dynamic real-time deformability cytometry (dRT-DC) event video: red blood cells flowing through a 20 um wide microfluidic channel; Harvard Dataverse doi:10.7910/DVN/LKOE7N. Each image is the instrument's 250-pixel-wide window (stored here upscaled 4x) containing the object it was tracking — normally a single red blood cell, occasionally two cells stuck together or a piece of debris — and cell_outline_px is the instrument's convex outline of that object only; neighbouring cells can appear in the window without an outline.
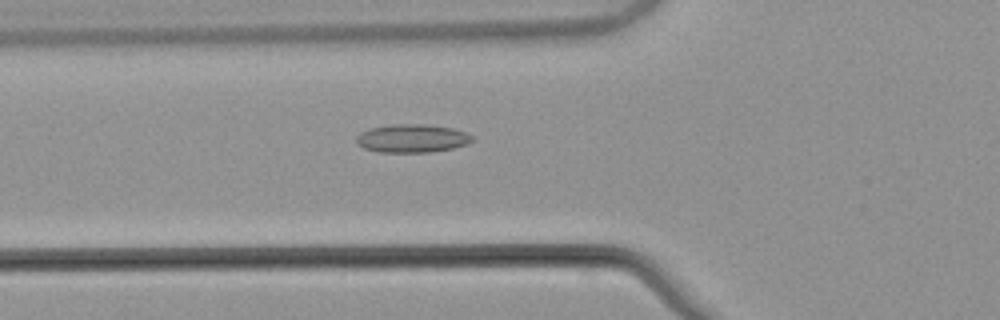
{"species": "common noctule bat (a hibernating species)", "species_latin": "Nyctalus noctula", "temperature_condition": "warm", "stored_images_in_passage": 54, "camera_frame_rate_fps": 3000, "um_per_image_px": 0.085, "animal": {"sex": "male", "body_mass_g": 21.5, "forearm_length_mm": 52.0}, "frame": {"image": 1, "passage_image": 20, "time_ms": 6.333, "image_size_px": [1000, 320], "cell_outline_px": [[472, 140], [468, 144], [452, 148], [428, 152], [380, 152], [364, 148], [356, 144], [356, 136], [360, 132], [368, 128], [392, 124], [428, 124], [452, 128], [464, 132], [472, 136]], "centroid_in_image_um": [34.98, 11.75], "position_along_channel_um": 90.8, "area_um2": 19.13}}
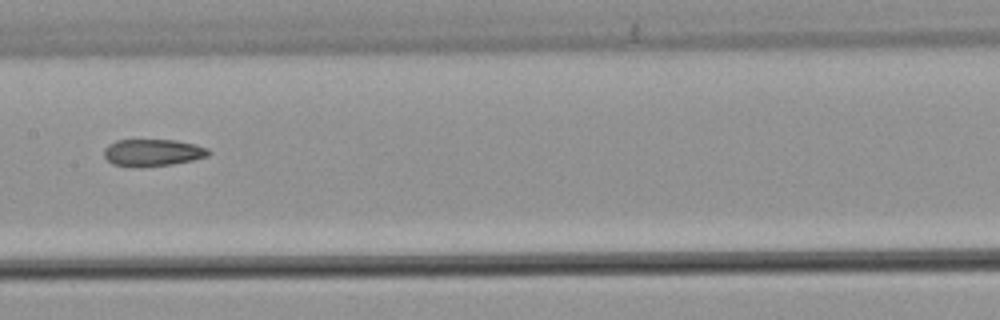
{"frame": {"image": 2, "passage_image": 28, "time_ms": 9.0, "image_size_px": [1000, 320], "cell_outline_px": [[212, 152], [208, 156], [192, 160], [172, 164], [140, 168], [132, 168], [112, 164], [104, 156], [104, 148], [108, 144], [116, 140], [176, 140], [196, 144], [208, 148]], "centroid_in_image_um": [12.97, 12.98], "position_along_channel_um": 194.4, "area_um2": 16.82}}
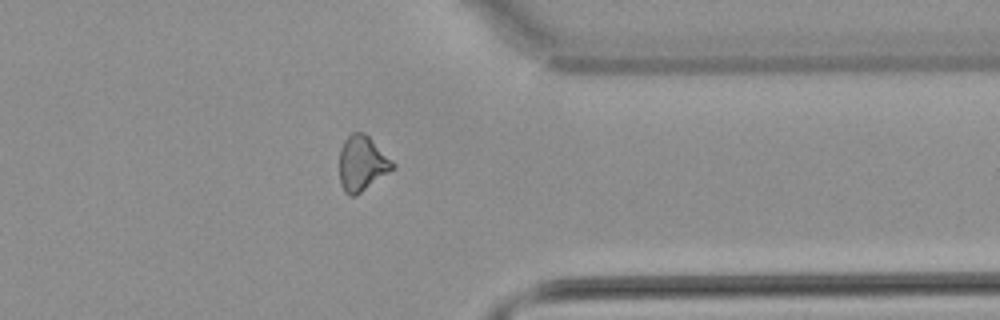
{"frame": {"image": 3, "passage_image": 43, "time_ms": 14.0, "image_size_px": [1000, 320], "cell_outline_px": [[396, 168], [356, 196], [348, 196], [344, 192], [340, 184], [340, 148], [344, 140], [352, 132], [364, 132], [396, 164]], "centroid_in_image_um": [30.78, 13.91], "position_along_channel_um": 380.6, "area_um2": 17.28}, "authors_computed_cell_mechanics": {"area_um2": 17.5423, "velocity_mm_per_s": 3.8717, "shape_relaxation_time_tau1_ms": null, "shape_relaxation_time_tau2_ms": 4.2826, "deformation_change_tau1": null, "deformation_change_tau2": 0.1276}}